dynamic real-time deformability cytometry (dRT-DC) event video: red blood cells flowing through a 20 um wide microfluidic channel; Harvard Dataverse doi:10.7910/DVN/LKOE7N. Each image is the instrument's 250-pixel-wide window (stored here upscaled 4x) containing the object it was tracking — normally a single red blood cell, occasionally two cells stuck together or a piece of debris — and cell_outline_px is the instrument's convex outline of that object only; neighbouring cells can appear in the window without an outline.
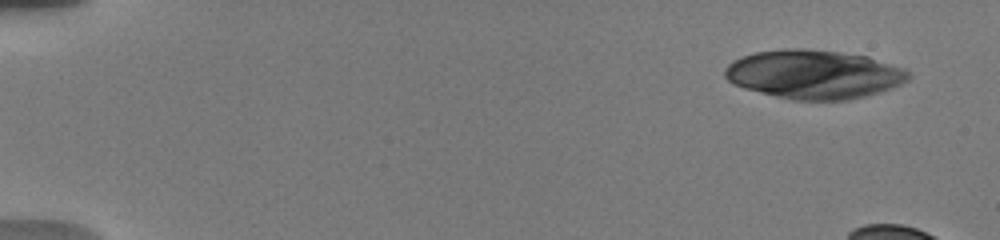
{"species": "human", "species_latin": "Homo sapiens", "temperature_condition": "warm", "stored_images_in_passage": 11, "camera_frame_rate_fps": 3000, "um_per_image_px": 0.085, "donor": {"sex": "male"}, "frame": {"image": 1, "passage_image": 2, "time_ms": 0.333, "image_size_px": [1000, 240], "cell_outline_px": [[912, 76], [908, 80], [900, 84], [864, 96], [848, 100], [792, 100], [744, 88], [732, 84], [724, 76], [724, 68], [732, 60], [756, 52], [784, 48], [804, 48], [840, 52], [868, 56], [904, 68], [912, 72]], "centroid_in_image_um": [69.17, 6.31], "position_along_channel_um": 15.8, "area_um2": 52.31}}